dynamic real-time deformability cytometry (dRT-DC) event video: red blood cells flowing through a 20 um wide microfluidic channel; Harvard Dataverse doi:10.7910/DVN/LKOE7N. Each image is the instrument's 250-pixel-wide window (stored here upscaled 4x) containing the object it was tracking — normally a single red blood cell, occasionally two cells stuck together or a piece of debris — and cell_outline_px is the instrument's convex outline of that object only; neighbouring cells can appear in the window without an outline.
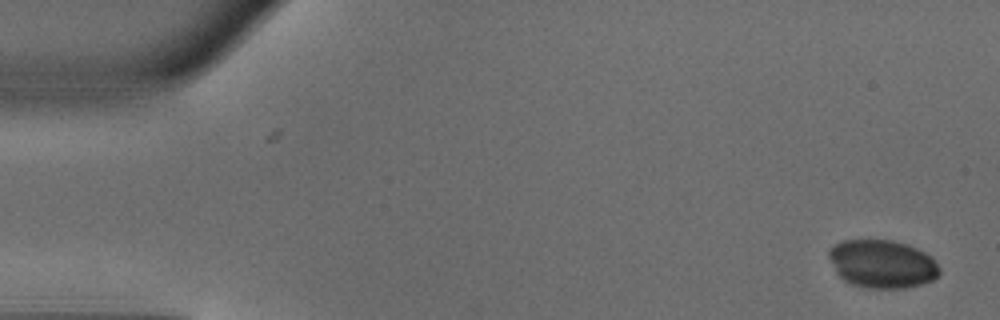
{"species": "common noctule bat (a hibernating species)", "species_latin": "Nyctalus noctula", "temperature_condition": "warm", "stored_images_in_passage": 48, "camera_frame_rate_fps": 3000, "um_per_image_px": 0.085, "animal": {"sex": "male", "body_mass_g": 18.8}, "frame": {"image": 1, "passage_image": 1, "time_ms": 0.0, "image_size_px": [1000, 320], "cell_outline_px": [[940, 272], [932, 280], [920, 284], [904, 288], [868, 288], [852, 284], [844, 280], [836, 272], [828, 256], [828, 252], [836, 244], [844, 240], [892, 240], [908, 244], [932, 256], [940, 268]], "centroid_in_image_um": [75.0, 22.43], "position_along_channel_um": 10.0, "area_um2": 30.92}}
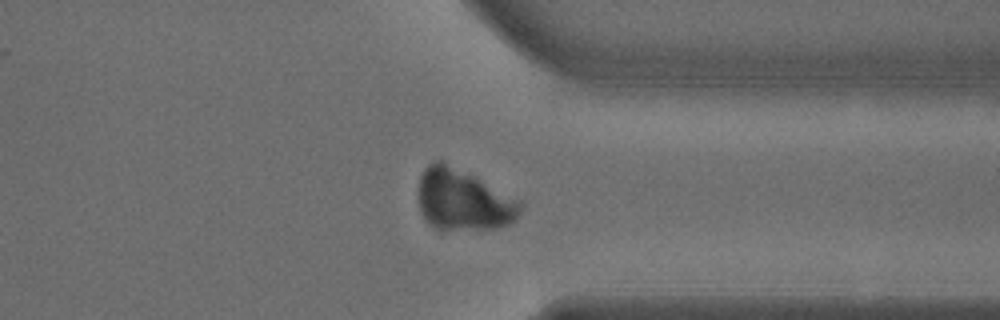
{"frame": {"image": 2, "passage_image": 37, "time_ms": 12.0, "image_size_px": [1000, 320], "cell_outline_px": [[524, 204], [520, 212], [508, 224], [496, 228], [444, 232], [432, 228], [424, 220], [420, 212], [420, 176], [424, 168], [428, 164], [436, 160], [440, 160], [520, 200]], "centroid_in_image_um": [39.34, 17.06], "position_along_channel_um": 372.1, "area_um2": 36.41}}
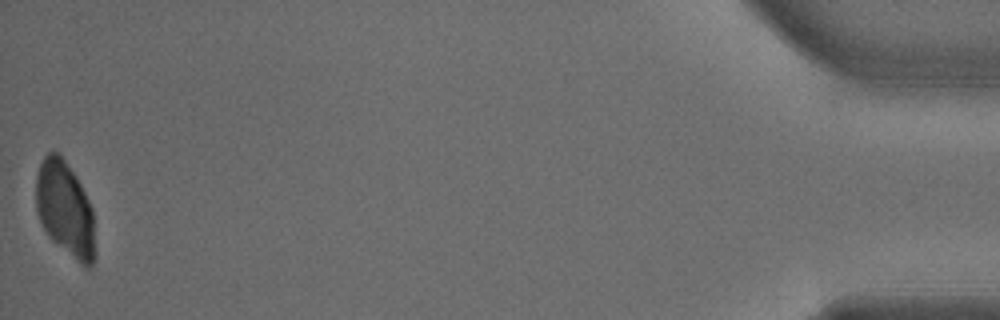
{"frame": {"image": 3, "passage_image": 48, "time_ms": 15.667, "image_size_px": [1000, 320], "cell_outline_px": [[96, 260], [92, 268], [84, 268], [52, 240], [48, 236], [36, 212], [36, 176], [40, 164], [44, 156], [48, 152], [56, 152], [64, 160], [76, 176], [92, 208], [96, 252]], "centroid_in_image_um": [5.56, 17.84], "position_along_channel_um": 429.6, "area_um2": 32.95}}